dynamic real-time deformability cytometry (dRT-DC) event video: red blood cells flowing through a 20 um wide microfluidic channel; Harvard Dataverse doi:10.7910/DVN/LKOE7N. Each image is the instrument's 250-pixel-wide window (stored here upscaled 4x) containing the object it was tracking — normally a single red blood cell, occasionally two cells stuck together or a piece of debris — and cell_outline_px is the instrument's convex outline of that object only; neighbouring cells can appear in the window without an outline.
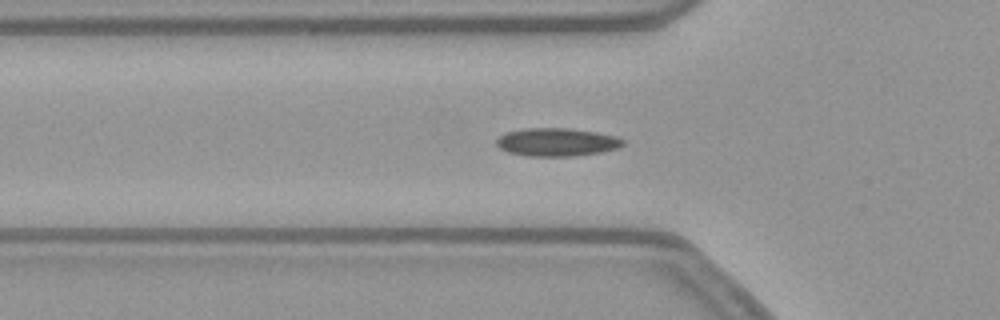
{"species": "common noctule bat (a hibernating species)", "species_latin": "Nyctalus noctula", "temperature_condition": "warm", "stored_images_in_passage": 54, "camera_frame_rate_fps": 3000, "um_per_image_px": 0.085, "animal": {"sex": "female", "body_mass_g": 21.9}, "frame": {"image": 1, "passage_image": 17, "time_ms": 5.333, "image_size_px": [1000, 320], "cell_outline_px": [[624, 144], [616, 148], [600, 152], [572, 156], [528, 156], [508, 152], [500, 148], [496, 144], [496, 140], [500, 136], [508, 132], [524, 128], [568, 128], [596, 132], [616, 136], [624, 140]], "centroid_in_image_um": [47.32, 12.07], "position_along_channel_um": 78.5, "area_um2": 20.58}}
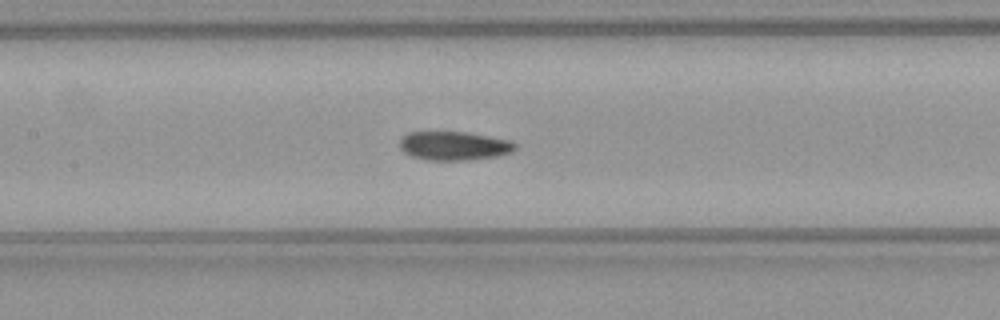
{"frame": {"image": 2, "passage_image": 24, "time_ms": 7.667, "image_size_px": [1000, 320], "cell_outline_px": [[516, 148], [512, 152], [496, 156], [468, 160], [424, 160], [412, 156], [404, 152], [400, 148], [400, 140], [408, 132], [468, 132], [512, 140], [516, 144]], "centroid_in_image_um": [38.61, 12.39], "position_along_channel_um": 168.8, "area_um2": 19.48}}
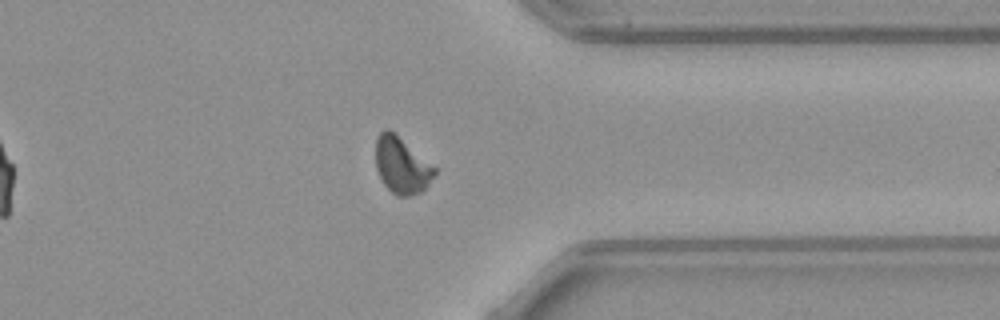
{"frame": {"image": 3, "passage_image": 41, "time_ms": 13.333, "image_size_px": [1000, 320], "cell_outline_px": [[436, 172], [424, 188], [420, 192], [412, 196], [396, 196], [384, 184], [376, 168], [376, 140], [380, 132], [384, 128], [388, 128], [436, 168]], "centroid_in_image_um": [34.11, 14.06], "position_along_channel_um": 377.3, "area_um2": 18.9}, "authors_computed_cell_mechanics": {"area_um2": 19.0451, "velocity_mm_per_s": 3.807, "shape_relaxation_time_tau1_ms": null, "shape_relaxation_time_tau2_ms": 5.0604, "deformation_change_tau1": null, "deformation_change_tau2": 0.0701}}